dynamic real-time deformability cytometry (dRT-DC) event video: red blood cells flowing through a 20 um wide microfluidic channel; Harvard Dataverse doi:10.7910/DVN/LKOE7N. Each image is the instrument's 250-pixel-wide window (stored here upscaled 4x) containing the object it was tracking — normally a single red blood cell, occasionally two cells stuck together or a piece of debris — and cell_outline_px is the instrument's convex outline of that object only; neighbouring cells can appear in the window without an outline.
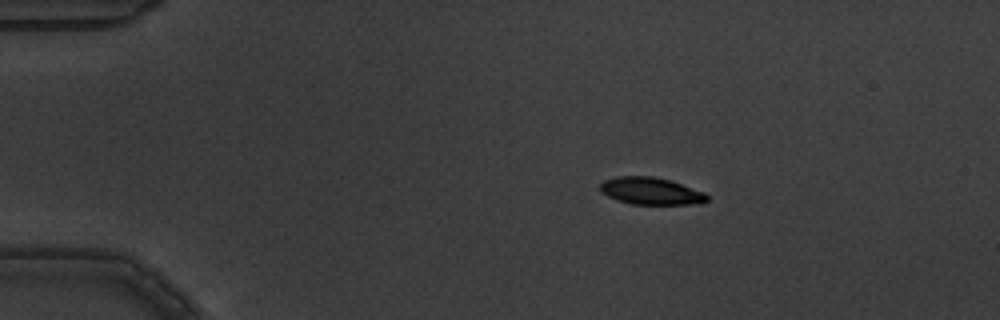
{"species": "common noctule bat (a hibernating species)", "species_latin": "Nyctalus noctula", "temperature_condition": "warm", "stored_images_in_passage": 4, "camera_frame_rate_fps": 3000, "um_per_image_px": 0.085, "animal": {"sex": "male", "body_mass_g": 19.5, "forearm_length_mm": 54.6}, "frame": {"image": 1, "passage_image": 3, "time_ms": 0.667, "image_size_px": [1000, 320], "cell_outline_px": [[708, 200], [700, 204], [632, 204], [608, 196], [600, 192], [600, 184], [604, 180], [616, 176], [652, 176], [672, 180], [704, 192], [708, 196]], "centroid_in_image_um": [55.34, 16.23], "position_along_channel_um": 29.7, "area_um2": 16.99}}